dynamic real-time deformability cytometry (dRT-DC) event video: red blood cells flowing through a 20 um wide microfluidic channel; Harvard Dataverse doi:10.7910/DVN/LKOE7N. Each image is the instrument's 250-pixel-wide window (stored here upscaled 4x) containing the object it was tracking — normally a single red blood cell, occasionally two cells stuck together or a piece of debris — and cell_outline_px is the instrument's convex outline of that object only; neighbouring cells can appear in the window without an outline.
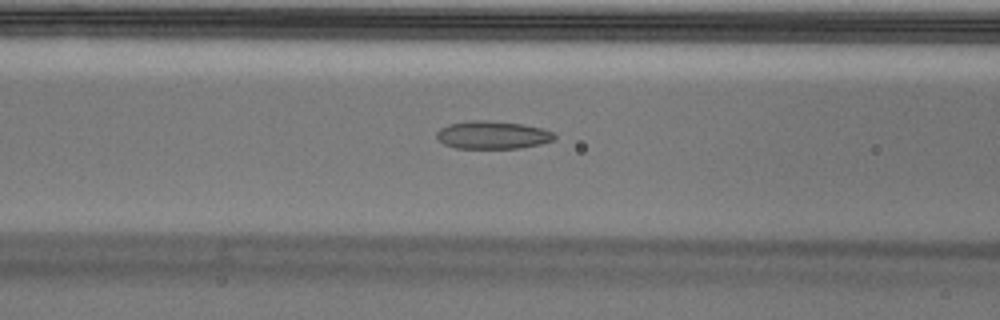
{"species": "Egyptian fruit bat (a non-hibernating species)", "species_latin": "Rousettus aegyptiacus", "temperature_condition": "cold", "stored_images_in_passage": 57, "camera_frame_rate_fps": 3000, "um_per_image_px": 0.085, "animal": {"sex": "male"}, "frame": {"image": 1, "passage_image": 23, "time_ms": 7.333, "image_size_px": [1000, 320], "cell_outline_px": [[556, 136], [552, 140], [540, 144], [520, 148], [456, 148], [444, 144], [436, 136], [436, 132], [440, 128], [448, 124], [464, 120], [488, 120], [524, 124], [540, 128], [552, 132]], "centroid_in_image_um": [41.82, 11.46], "position_along_channel_um": 124.8, "area_um2": 19.19}}
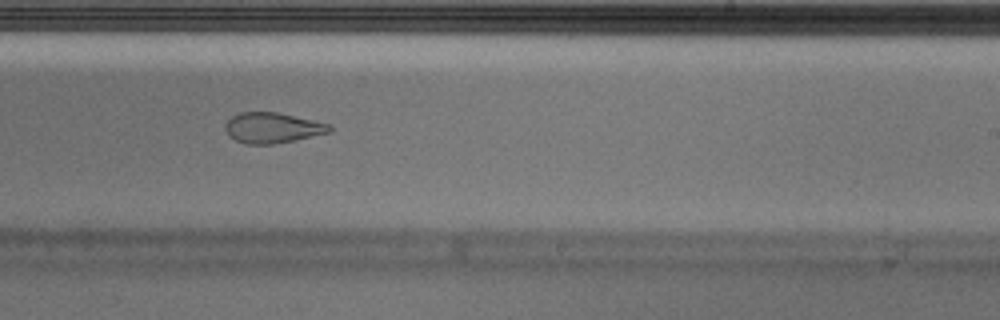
{"frame": {"image": 2, "passage_image": 35, "time_ms": 11.333, "image_size_px": [1000, 320], "cell_outline_px": [[332, 132], [296, 140], [272, 144], [248, 144], [236, 140], [228, 136], [224, 128], [224, 124], [232, 116], [240, 112], [276, 112], [332, 124]], "centroid_in_image_um": [23.17, 10.86], "position_along_channel_um": 265.8, "area_um2": 18.67}}
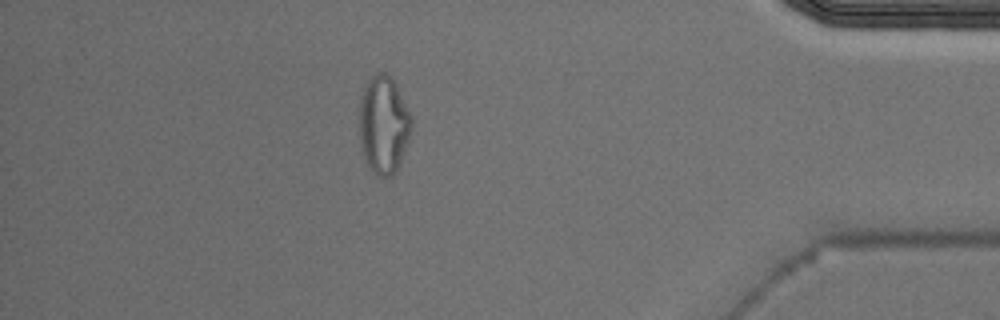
{"frame": {"image": 3, "passage_image": 50, "time_ms": 16.333, "image_size_px": [1000, 320], "cell_outline_px": [[412, 128], [400, 164], [396, 172], [392, 176], [376, 176], [368, 164], [364, 156], [360, 144], [360, 100], [364, 84], [376, 72], [384, 72], [392, 76], [412, 116]], "centroid_in_image_um": [32.62, 10.58], "position_along_channel_um": 402.6, "area_um2": 29.94}, "authors_computed_cell_mechanics": {"area_um2": 19.652, "velocity_mm_per_s": 3.5209, "shape_relaxation_time_tau1_ms": null, "shape_relaxation_time_tau2_ms": 2.3133, "deformation_change_tau1": null, "deformation_change_tau2": 0.0932}}